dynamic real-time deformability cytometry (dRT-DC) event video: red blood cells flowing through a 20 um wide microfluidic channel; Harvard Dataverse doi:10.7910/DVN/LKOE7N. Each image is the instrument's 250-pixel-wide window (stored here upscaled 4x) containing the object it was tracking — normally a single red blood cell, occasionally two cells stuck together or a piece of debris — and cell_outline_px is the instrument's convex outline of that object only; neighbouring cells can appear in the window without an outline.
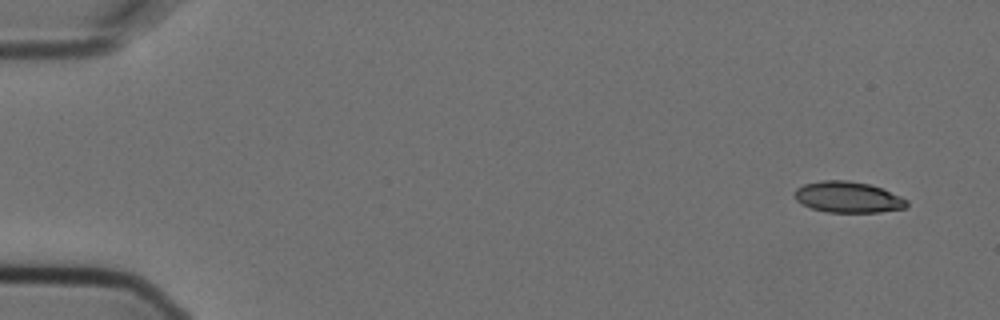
{"species": "Egyptian fruit bat (a non-hibernating species)", "species_latin": "Rousettus aegyptiacus", "temperature_condition": "cold", "stored_images_in_passage": 5, "camera_frame_rate_fps": 3000, "um_per_image_px": 0.085, "animal": {"sex": "female"}, "frame": {"image": 1, "passage_image": 1, "time_ms": 0.0, "image_size_px": [1000, 320], "cell_outline_px": [[908, 204], [904, 208], [880, 212], [828, 212], [812, 208], [796, 200], [796, 188], [804, 184], [820, 180], [848, 180], [868, 184], [880, 188], [900, 196], [908, 200]], "centroid_in_image_um": [72.08, 16.75], "position_along_channel_um": 12.9, "area_um2": 20.06}}